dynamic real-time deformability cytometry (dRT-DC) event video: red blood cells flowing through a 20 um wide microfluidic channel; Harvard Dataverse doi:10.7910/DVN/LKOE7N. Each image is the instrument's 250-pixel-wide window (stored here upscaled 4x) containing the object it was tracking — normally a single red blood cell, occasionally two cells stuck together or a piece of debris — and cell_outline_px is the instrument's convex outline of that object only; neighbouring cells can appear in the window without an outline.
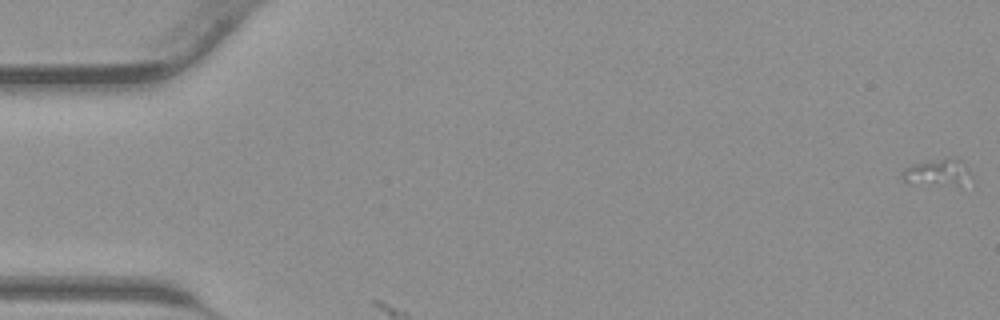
{"species": "common noctule bat (a hibernating species)", "species_latin": "Nyctalus noctula", "temperature_condition": "warm", "stored_images_in_passage": 3, "camera_frame_rate_fps": 3000, "um_per_image_px": 0.085, "animal": {"sex": "male", "body_mass_g": 23.1, "forearm_length_mm": 52.7}, "frame": {"image": 1, "passage_image": 1, "time_ms": 0.0, "image_size_px": [1000, 320], "cell_outline_px": [[972, 176], [960, 188], [908, 184], [900, 176], [904, 168], [912, 164], [944, 156], [948, 156], [960, 160], [968, 168]], "centroid_in_image_um": [79.69, 14.7], "position_along_channel_um": 5.3, "area_um2": 11.85}}